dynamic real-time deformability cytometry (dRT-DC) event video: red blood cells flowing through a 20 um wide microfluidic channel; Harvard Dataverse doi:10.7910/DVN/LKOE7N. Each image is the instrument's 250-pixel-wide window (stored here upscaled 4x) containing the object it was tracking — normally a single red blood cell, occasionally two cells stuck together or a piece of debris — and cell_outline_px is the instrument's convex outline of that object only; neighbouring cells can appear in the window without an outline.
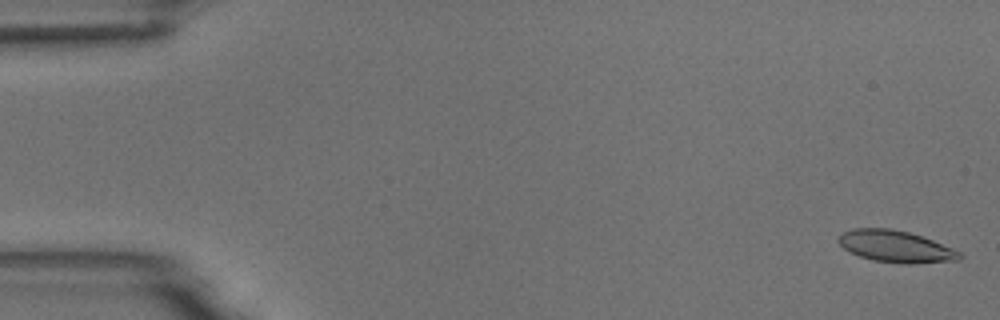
{"species": "common noctule bat (a hibernating species)", "species_latin": "Nyctalus noctula", "temperature_condition": "room temperature", "stored_images_in_passage": 9, "camera_frame_rate_fps": 3000, "um_per_image_px": 0.085, "animal": {"sex": "male", "body_mass_g": 18.8}, "frame": {"image": 1, "passage_image": 1, "time_ms": 0.0, "image_size_px": [1000, 320], "cell_outline_px": [[964, 256], [960, 260], [916, 264], [904, 264], [872, 260], [860, 256], [844, 248], [836, 240], [840, 232], [852, 228], [892, 228], [908, 232], [932, 240], [952, 248], [960, 252]], "centroid_in_image_um": [76.12, 20.95], "position_along_channel_um": 8.9, "area_um2": 22.6}}